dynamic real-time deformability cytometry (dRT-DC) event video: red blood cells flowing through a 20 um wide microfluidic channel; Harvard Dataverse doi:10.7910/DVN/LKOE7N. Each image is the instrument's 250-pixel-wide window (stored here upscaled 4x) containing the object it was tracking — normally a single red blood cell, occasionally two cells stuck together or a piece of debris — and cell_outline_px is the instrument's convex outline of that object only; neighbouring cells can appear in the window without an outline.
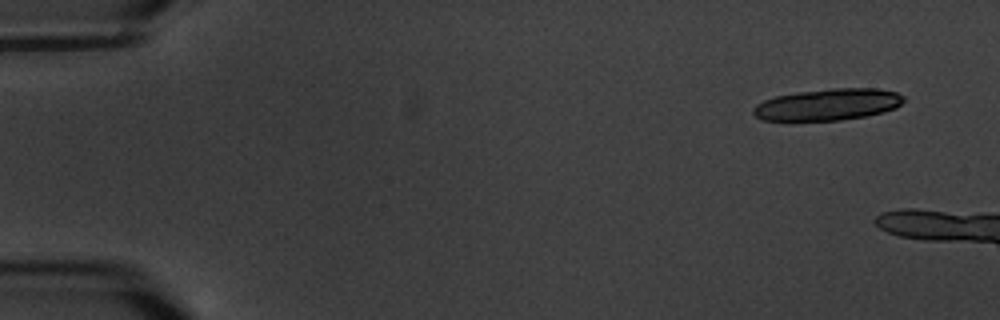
{"species": "common noctule bat (a hibernating species)", "species_latin": "Nyctalus noctula", "temperature_condition": "warm", "stored_images_in_passage": 5, "camera_frame_rate_fps": 3000, "um_per_image_px": 0.085, "animal": {"sex": "male", "body_mass_g": 20.1, "forearm_length_mm": 53.5}, "frame": {"image": 1, "passage_image": 1, "time_ms": 0.0, "image_size_px": [1000, 320], "cell_outline_px": [[904, 100], [896, 108], [884, 112], [864, 116], [840, 120], [764, 120], [756, 116], [752, 112], [752, 108], [756, 104], [764, 100], [776, 96], [800, 92], [832, 88], [876, 88], [896, 92], [904, 96]], "centroid_in_image_um": [70.39, 8.88], "position_along_channel_um": 14.6, "area_um2": 27.51}}